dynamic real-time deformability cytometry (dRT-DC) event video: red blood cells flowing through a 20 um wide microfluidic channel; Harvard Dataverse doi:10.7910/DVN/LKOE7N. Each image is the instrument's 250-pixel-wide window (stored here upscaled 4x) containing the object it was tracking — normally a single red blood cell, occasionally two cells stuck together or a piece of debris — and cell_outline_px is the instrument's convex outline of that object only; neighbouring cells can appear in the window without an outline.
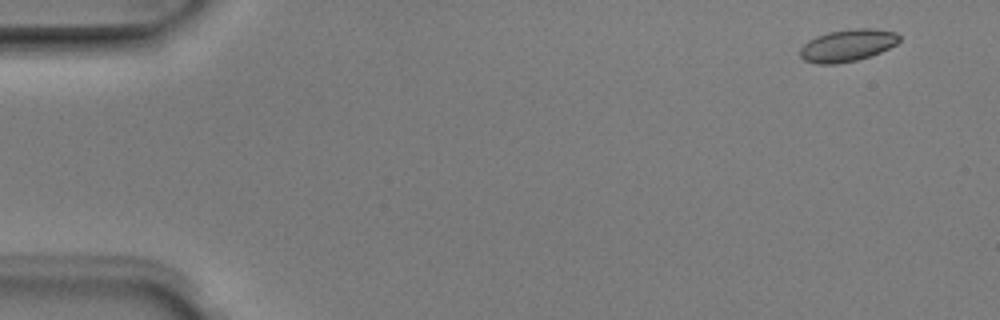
{"species": "Egyptian fruit bat (a non-hibernating species)", "species_latin": "Rousettus aegyptiacus", "temperature_condition": "room temperature", "stored_images_in_passage": 7, "camera_frame_rate_fps": 3000, "um_per_image_px": 0.085, "animal": {"sex": "male"}, "frame": {"image": 1, "passage_image": 1, "time_ms": 0.0, "image_size_px": [1000, 320], "cell_outline_px": [[900, 40], [896, 44], [880, 52], [856, 60], [836, 64], [816, 64], [804, 60], [800, 56], [800, 48], [808, 40], [816, 36], [828, 32], [856, 28], [872, 28], [896, 32], [900, 36]], "centroid_in_image_um": [72.02, 3.85], "position_along_channel_um": 13.0, "area_um2": 18.55}}
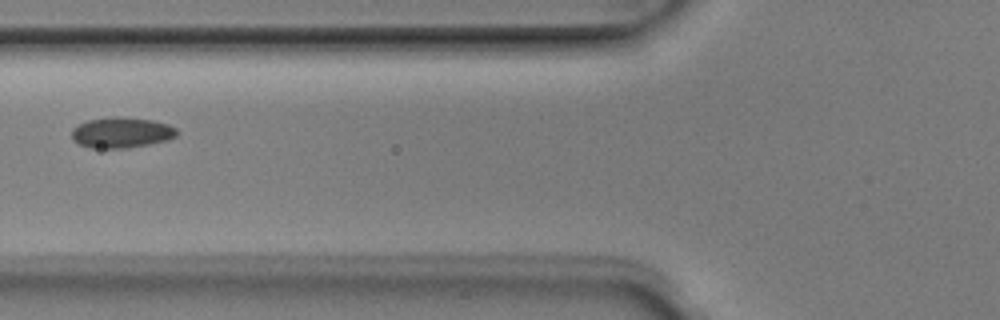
{"frame": {"image": 2, "passage_image": 5, "time_ms": 1.333, "image_size_px": [1000, 320], "cell_outline_px": [[180, 132], [176, 136], [168, 140], [128, 148], [88, 148], [76, 144], [72, 140], [72, 128], [88, 120], [112, 116], [152, 120], [168, 124], [176, 128]], "centroid_in_image_um": [10.31, 11.28], "position_along_channel_um": 115.5, "area_um2": 18.96}}
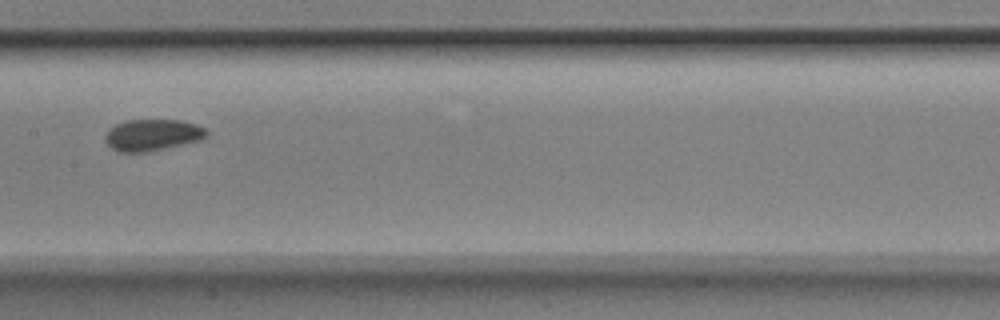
{"frame": {"image": 3, "passage_image": 7, "time_ms": 2.0, "image_size_px": [1000, 320], "cell_outline_px": [[208, 136], [200, 140], [148, 152], [116, 152], [104, 140], [104, 136], [116, 124], [128, 120], [180, 120], [196, 124], [204, 128], [208, 132]], "centroid_in_image_um": [12.96, 11.48], "position_along_channel_um": 194.4, "area_um2": 18.55}}